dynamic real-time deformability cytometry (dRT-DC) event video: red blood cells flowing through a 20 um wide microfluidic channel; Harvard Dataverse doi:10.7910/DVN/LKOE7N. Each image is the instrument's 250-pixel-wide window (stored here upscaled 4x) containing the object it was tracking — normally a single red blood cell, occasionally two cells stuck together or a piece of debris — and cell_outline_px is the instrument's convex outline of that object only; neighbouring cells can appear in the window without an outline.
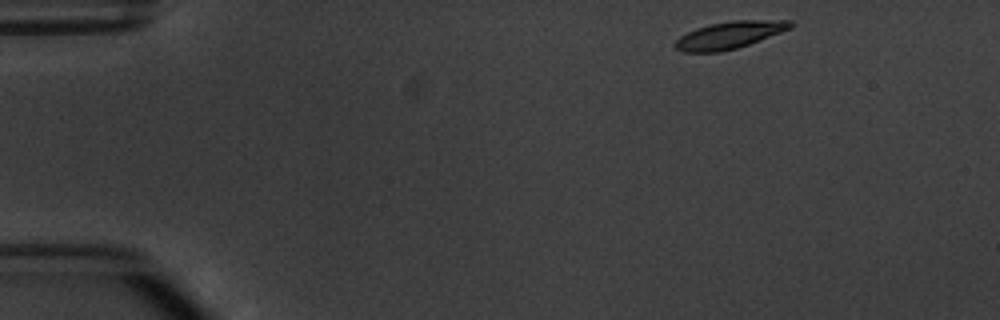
{"species": "common noctule bat (a hibernating species)", "species_latin": "Nyctalus noctula", "temperature_condition": "warm", "stored_images_in_passage": 5, "camera_frame_rate_fps": 3000, "um_per_image_px": 0.085, "animal": {"sex": "male", "body_mass_g": 20.1, "forearm_length_mm": 53.5}, "frame": {"image": 1, "passage_image": 1, "time_ms": 0.0, "image_size_px": [1000, 320], "cell_outline_px": [[792, 28], [748, 44], [736, 48], [720, 52], [684, 52], [676, 48], [672, 44], [680, 36], [696, 28], [708, 24], [732, 20], [792, 20]], "centroid_in_image_um": [61.98, 2.97], "position_along_channel_um": 23.0, "area_um2": 18.21}}
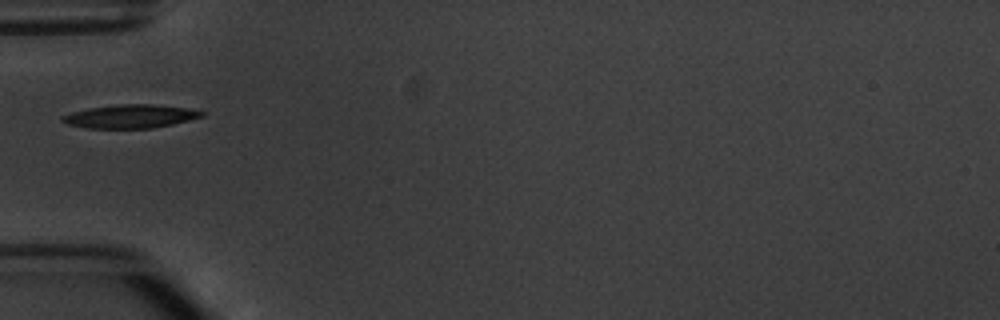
{"frame": {"image": 2, "passage_image": 4, "time_ms": 3.667, "image_size_px": [1000, 320], "cell_outline_px": [[204, 116], [172, 124], [152, 128], [88, 128], [68, 124], [60, 120], [64, 116], [72, 112], [88, 108], [120, 104], [152, 104], [184, 108], [204, 112]], "centroid_in_image_um": [11.07, 9.89], "position_along_channel_um": 73.9, "area_um2": 18.73}}